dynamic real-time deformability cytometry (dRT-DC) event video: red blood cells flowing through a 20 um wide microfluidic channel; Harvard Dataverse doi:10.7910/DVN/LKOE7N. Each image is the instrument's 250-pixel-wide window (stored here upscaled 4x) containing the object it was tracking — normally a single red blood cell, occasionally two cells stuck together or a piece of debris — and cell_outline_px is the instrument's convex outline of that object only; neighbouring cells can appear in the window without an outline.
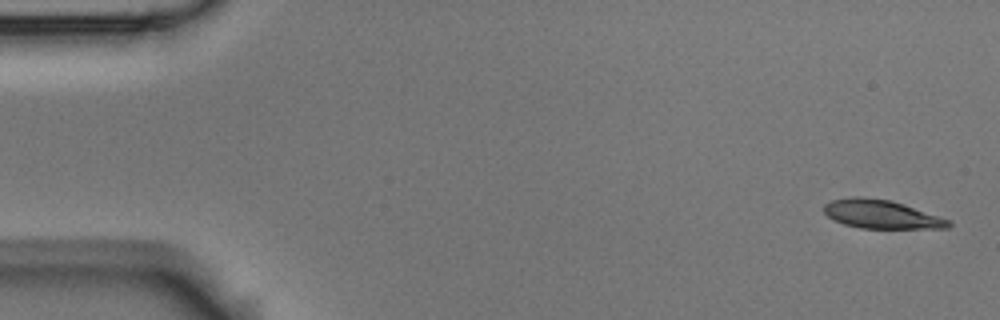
{"species": "Egyptian fruit bat (a non-hibernating species)", "species_latin": "Rousettus aegyptiacus", "temperature_condition": "room temperature", "stored_images_in_passage": 5, "segment_of_instrument_passage": [1, 2], "camera_frame_rate_fps": 3000, "um_per_image_px": 0.085, "animal": {"sex": "male"}, "frame": {"image": 1, "passage_image": 1, "time_ms": 0.0, "image_size_px": [1000, 320], "cell_outline_px": [[952, 224], [948, 228], [860, 228], [844, 224], [832, 220], [824, 212], [824, 204], [832, 200], [852, 196], [864, 196], [888, 200], [952, 220]], "centroid_in_image_um": [74.88, 18.21], "position_along_channel_um": 10.1, "area_um2": 20.63}}
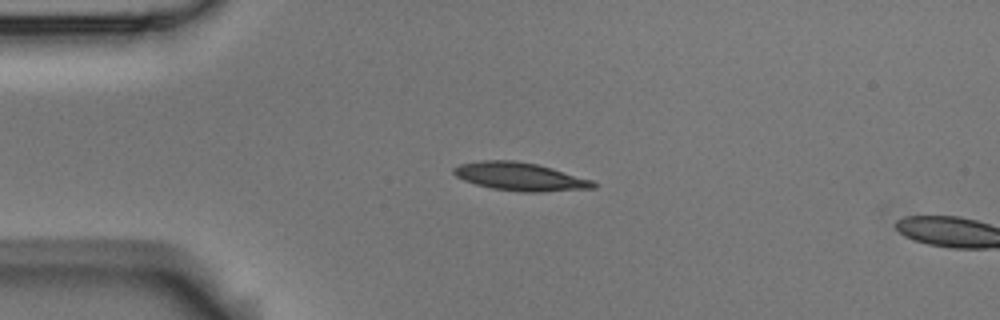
{"frame": {"image": 2, "passage_image": 4, "time_ms": 1.0, "image_size_px": [1000, 320], "cell_outline_px": [[596, 188], [540, 192], [520, 192], [492, 188], [476, 184], [464, 180], [456, 176], [452, 172], [452, 168], [460, 164], [480, 160], [512, 160], [536, 164], [552, 168], [592, 180], [596, 184]], "centroid_in_image_um": [44.18, 15.01], "position_along_channel_um": 40.8, "area_um2": 22.83}}